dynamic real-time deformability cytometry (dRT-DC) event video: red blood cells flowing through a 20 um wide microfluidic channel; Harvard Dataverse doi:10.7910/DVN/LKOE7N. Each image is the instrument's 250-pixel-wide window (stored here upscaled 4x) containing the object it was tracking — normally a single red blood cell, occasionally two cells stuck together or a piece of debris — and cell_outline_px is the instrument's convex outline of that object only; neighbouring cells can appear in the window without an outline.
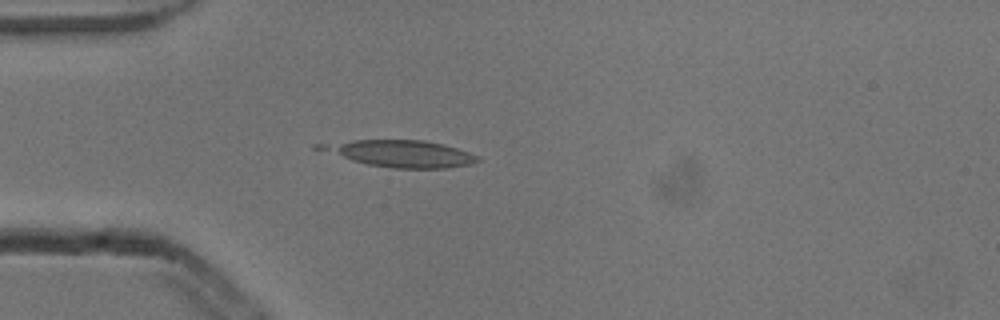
{"species": "common noctule bat (a hibernating species)", "species_latin": "Nyctalus noctula", "temperature_condition": "cold", "stored_images_in_passage": 3, "camera_frame_rate_fps": 3000, "um_per_image_px": 0.085, "animal": {"sex": "male", "body_mass_g": 13.3}, "frame": {"image": 1, "passage_image": 3, "time_ms": 0.667, "image_size_px": [1000, 320], "cell_outline_px": [[480, 160], [468, 164], [448, 168], [392, 168], [368, 164], [352, 160], [312, 148], [312, 144], [352, 140], [424, 140], [444, 144], [480, 156]], "centroid_in_image_um": [33.97, 13.04], "position_along_channel_um": 51.0, "area_um2": 24.62}}